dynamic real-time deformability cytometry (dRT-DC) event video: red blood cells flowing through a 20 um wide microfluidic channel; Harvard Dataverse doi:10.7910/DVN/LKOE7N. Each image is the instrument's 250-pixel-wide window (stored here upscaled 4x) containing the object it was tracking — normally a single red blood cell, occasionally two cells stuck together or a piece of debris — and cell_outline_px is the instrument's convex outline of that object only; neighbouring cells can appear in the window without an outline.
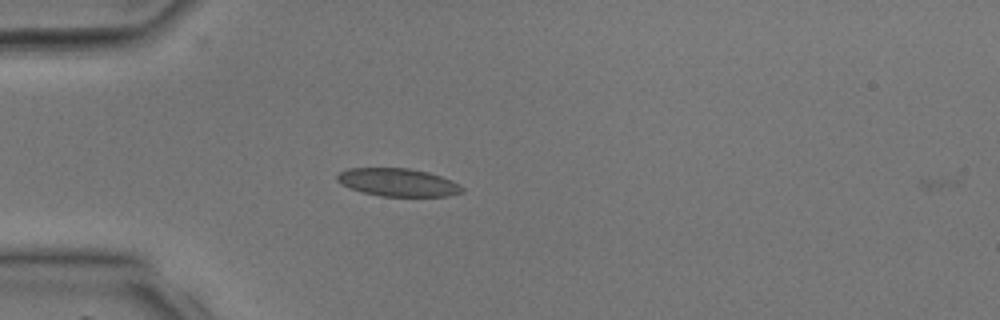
{"species": "common noctule bat (a hibernating species)", "species_latin": "Nyctalus noctula", "temperature_condition": "room temperature", "stored_images_in_passage": 29, "camera_frame_rate_fps": 3000, "um_per_image_px": 0.085, "animal": {"sex": "male", "body_mass_g": 17.9, "forearm_length_mm": 54.2}, "frame": {"image": 1, "passage_image": 1, "time_ms": 0.0, "image_size_px": [1000, 320], "cell_outline_px": [[464, 192], [448, 196], [380, 196], [348, 188], [340, 184], [336, 180], [336, 176], [340, 172], [348, 168], [408, 168], [428, 172], [452, 180], [460, 184], [464, 188]], "centroid_in_image_um": [33.82, 15.5], "position_along_channel_um": 51.2, "area_um2": 20.46}}
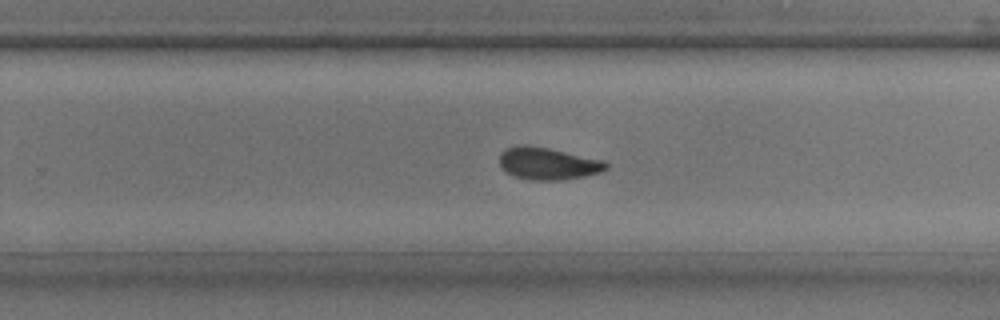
{"frame": {"image": 2, "passage_image": 15, "time_ms": 4.667, "image_size_px": [1000, 320], "cell_outline_px": [[608, 168], [600, 172], [584, 176], [564, 180], [528, 180], [512, 176], [500, 164], [500, 152], [504, 148], [516, 144], [528, 144], [548, 148], [604, 160], [608, 164]], "centroid_in_image_um": [46.55, 13.89], "position_along_channel_um": 283.3, "area_um2": 20.23}}
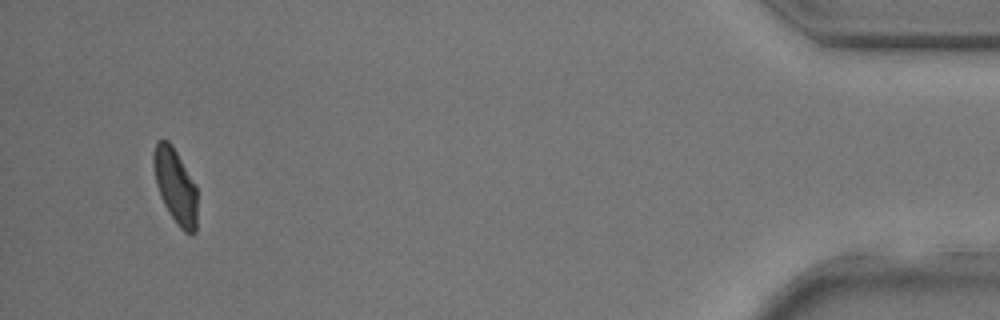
{"frame": {"image": 3, "passage_image": 27, "time_ms": 8.667, "image_size_px": [1000, 320], "cell_outline_px": [[196, 232], [184, 232], [176, 224], [168, 212], [160, 196], [156, 184], [152, 160], [152, 156], [156, 140], [168, 140], [172, 144], [196, 184]], "centroid_in_image_um": [14.89, 15.78], "position_along_channel_um": 420.3, "area_um2": 19.19}}